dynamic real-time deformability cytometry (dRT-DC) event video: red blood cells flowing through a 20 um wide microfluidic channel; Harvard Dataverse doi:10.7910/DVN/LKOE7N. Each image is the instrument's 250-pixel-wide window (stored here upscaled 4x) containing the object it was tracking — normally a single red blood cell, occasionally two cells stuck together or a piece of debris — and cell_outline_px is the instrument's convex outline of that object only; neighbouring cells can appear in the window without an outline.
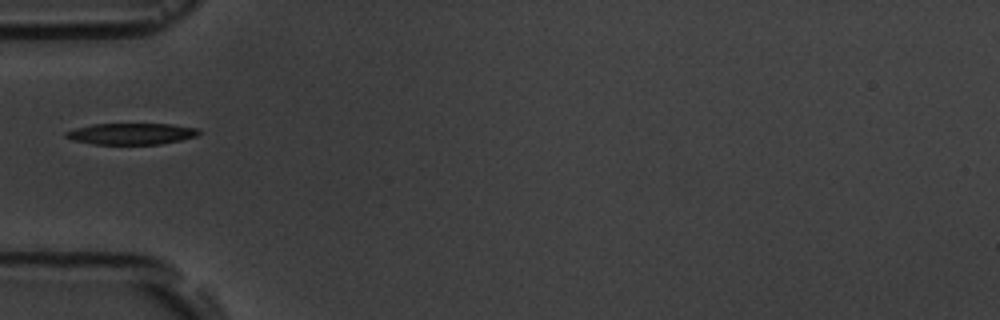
{"species": "common noctule bat (a hibernating species)", "species_latin": "Nyctalus noctula", "temperature_condition": "room temperature", "stored_images_in_passage": 5, "segment_of_instrument_passage": [2, 2], "camera_frame_rate_fps": 3000, "um_per_image_px": 0.085, "animal": {"sex": "male", "body_mass_g": 19.5, "forearm_length_mm": 54.6}, "frame": {"image": 1, "passage_image": 5, "time_ms": 5.333, "image_size_px": [1000, 320], "cell_outline_px": [[200, 132], [196, 136], [180, 140], [160, 144], [92, 144], [72, 140], [64, 136], [64, 132], [76, 128], [92, 124], [172, 124], [196, 128]], "centroid_in_image_um": [11.12, 11.37], "position_along_channel_um": 73.9, "area_um2": 16.47}}